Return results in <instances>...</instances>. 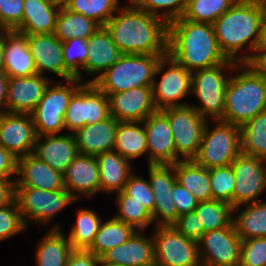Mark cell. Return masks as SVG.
<instances>
[{"label":"cell","mask_w":266,"mask_h":266,"mask_svg":"<svg viewBox=\"0 0 266 266\" xmlns=\"http://www.w3.org/2000/svg\"><path fill=\"white\" fill-rule=\"evenodd\" d=\"M59 8H64L69 0H43Z\"/></svg>","instance_id":"59"},{"label":"cell","mask_w":266,"mask_h":266,"mask_svg":"<svg viewBox=\"0 0 266 266\" xmlns=\"http://www.w3.org/2000/svg\"><path fill=\"white\" fill-rule=\"evenodd\" d=\"M24 0H0V22L8 31H16L22 24Z\"/></svg>","instance_id":"49"},{"label":"cell","mask_w":266,"mask_h":266,"mask_svg":"<svg viewBox=\"0 0 266 266\" xmlns=\"http://www.w3.org/2000/svg\"><path fill=\"white\" fill-rule=\"evenodd\" d=\"M50 82L38 105L30 113L37 136L59 135L64 128V116L72 95L85 83L77 78ZM54 84V85H53Z\"/></svg>","instance_id":"8"},{"label":"cell","mask_w":266,"mask_h":266,"mask_svg":"<svg viewBox=\"0 0 266 266\" xmlns=\"http://www.w3.org/2000/svg\"><path fill=\"white\" fill-rule=\"evenodd\" d=\"M63 57L66 69L75 78L83 82L82 74L88 57L87 40L72 38L63 42Z\"/></svg>","instance_id":"44"},{"label":"cell","mask_w":266,"mask_h":266,"mask_svg":"<svg viewBox=\"0 0 266 266\" xmlns=\"http://www.w3.org/2000/svg\"><path fill=\"white\" fill-rule=\"evenodd\" d=\"M234 71L238 74H229L220 120L241 126L266 110V77L248 63H238Z\"/></svg>","instance_id":"4"},{"label":"cell","mask_w":266,"mask_h":266,"mask_svg":"<svg viewBox=\"0 0 266 266\" xmlns=\"http://www.w3.org/2000/svg\"><path fill=\"white\" fill-rule=\"evenodd\" d=\"M172 227L185 237L196 241H198L204 233L203 226L195 211L179 215Z\"/></svg>","instance_id":"50"},{"label":"cell","mask_w":266,"mask_h":266,"mask_svg":"<svg viewBox=\"0 0 266 266\" xmlns=\"http://www.w3.org/2000/svg\"><path fill=\"white\" fill-rule=\"evenodd\" d=\"M201 266H223V265H214L209 263H201Z\"/></svg>","instance_id":"61"},{"label":"cell","mask_w":266,"mask_h":266,"mask_svg":"<svg viewBox=\"0 0 266 266\" xmlns=\"http://www.w3.org/2000/svg\"><path fill=\"white\" fill-rule=\"evenodd\" d=\"M265 16L266 0H237L212 24L219 47L228 59L247 63L252 58ZM246 49L249 54L237 55Z\"/></svg>","instance_id":"3"},{"label":"cell","mask_w":266,"mask_h":266,"mask_svg":"<svg viewBox=\"0 0 266 266\" xmlns=\"http://www.w3.org/2000/svg\"><path fill=\"white\" fill-rule=\"evenodd\" d=\"M137 7L144 11L161 18L167 24L173 20L181 18L186 0H131ZM162 10V11H161Z\"/></svg>","instance_id":"45"},{"label":"cell","mask_w":266,"mask_h":266,"mask_svg":"<svg viewBox=\"0 0 266 266\" xmlns=\"http://www.w3.org/2000/svg\"><path fill=\"white\" fill-rule=\"evenodd\" d=\"M241 206L245 209L238 215L233 213V223L241 240L266 237V201L240 205L233 208V212H238Z\"/></svg>","instance_id":"34"},{"label":"cell","mask_w":266,"mask_h":266,"mask_svg":"<svg viewBox=\"0 0 266 266\" xmlns=\"http://www.w3.org/2000/svg\"><path fill=\"white\" fill-rule=\"evenodd\" d=\"M23 35L27 37L29 50L38 74L44 76V73L48 71L64 81L75 78L64 65L63 42L54 34Z\"/></svg>","instance_id":"20"},{"label":"cell","mask_w":266,"mask_h":266,"mask_svg":"<svg viewBox=\"0 0 266 266\" xmlns=\"http://www.w3.org/2000/svg\"><path fill=\"white\" fill-rule=\"evenodd\" d=\"M197 242L201 263L239 266L242 240L233 222L228 227L204 232Z\"/></svg>","instance_id":"15"},{"label":"cell","mask_w":266,"mask_h":266,"mask_svg":"<svg viewBox=\"0 0 266 266\" xmlns=\"http://www.w3.org/2000/svg\"><path fill=\"white\" fill-rule=\"evenodd\" d=\"M123 191L129 196V200H134L145 207L151 214L154 211L155 195L151 190L149 180L142 176L132 174L124 186Z\"/></svg>","instance_id":"46"},{"label":"cell","mask_w":266,"mask_h":266,"mask_svg":"<svg viewBox=\"0 0 266 266\" xmlns=\"http://www.w3.org/2000/svg\"><path fill=\"white\" fill-rule=\"evenodd\" d=\"M173 200L178 215L193 212L198 206V200L178 182L173 187Z\"/></svg>","instance_id":"51"},{"label":"cell","mask_w":266,"mask_h":266,"mask_svg":"<svg viewBox=\"0 0 266 266\" xmlns=\"http://www.w3.org/2000/svg\"><path fill=\"white\" fill-rule=\"evenodd\" d=\"M167 54L191 73L235 62L221 51L212 24L182 17L168 24Z\"/></svg>","instance_id":"2"},{"label":"cell","mask_w":266,"mask_h":266,"mask_svg":"<svg viewBox=\"0 0 266 266\" xmlns=\"http://www.w3.org/2000/svg\"><path fill=\"white\" fill-rule=\"evenodd\" d=\"M27 230L16 200L7 206L0 207V241Z\"/></svg>","instance_id":"47"},{"label":"cell","mask_w":266,"mask_h":266,"mask_svg":"<svg viewBox=\"0 0 266 266\" xmlns=\"http://www.w3.org/2000/svg\"><path fill=\"white\" fill-rule=\"evenodd\" d=\"M37 137L31 114L6 112L0 117V145L17 158L33 154Z\"/></svg>","instance_id":"17"},{"label":"cell","mask_w":266,"mask_h":266,"mask_svg":"<svg viewBox=\"0 0 266 266\" xmlns=\"http://www.w3.org/2000/svg\"><path fill=\"white\" fill-rule=\"evenodd\" d=\"M154 231V261L157 266H201L196 240L185 237L172 226H156Z\"/></svg>","instance_id":"12"},{"label":"cell","mask_w":266,"mask_h":266,"mask_svg":"<svg viewBox=\"0 0 266 266\" xmlns=\"http://www.w3.org/2000/svg\"><path fill=\"white\" fill-rule=\"evenodd\" d=\"M88 57L84 64V72L93 75L86 83H93L101 74L111 67L122 55L106 27L99 29L87 39Z\"/></svg>","instance_id":"27"},{"label":"cell","mask_w":266,"mask_h":266,"mask_svg":"<svg viewBox=\"0 0 266 266\" xmlns=\"http://www.w3.org/2000/svg\"><path fill=\"white\" fill-rule=\"evenodd\" d=\"M254 53H266V16L264 17L260 27L259 39Z\"/></svg>","instance_id":"57"},{"label":"cell","mask_w":266,"mask_h":266,"mask_svg":"<svg viewBox=\"0 0 266 266\" xmlns=\"http://www.w3.org/2000/svg\"><path fill=\"white\" fill-rule=\"evenodd\" d=\"M100 174V191L117 193L123 191L132 172V163L114 150L96 156Z\"/></svg>","instance_id":"29"},{"label":"cell","mask_w":266,"mask_h":266,"mask_svg":"<svg viewBox=\"0 0 266 266\" xmlns=\"http://www.w3.org/2000/svg\"><path fill=\"white\" fill-rule=\"evenodd\" d=\"M4 63H5L4 44L2 41V37H0V73L4 72Z\"/></svg>","instance_id":"58"},{"label":"cell","mask_w":266,"mask_h":266,"mask_svg":"<svg viewBox=\"0 0 266 266\" xmlns=\"http://www.w3.org/2000/svg\"><path fill=\"white\" fill-rule=\"evenodd\" d=\"M76 215L67 238L72 249L87 250L93 243L102 220L95 211L86 208L78 210Z\"/></svg>","instance_id":"38"},{"label":"cell","mask_w":266,"mask_h":266,"mask_svg":"<svg viewBox=\"0 0 266 266\" xmlns=\"http://www.w3.org/2000/svg\"><path fill=\"white\" fill-rule=\"evenodd\" d=\"M9 77L4 73H0V117L7 112L6 107V96H7V85Z\"/></svg>","instance_id":"55"},{"label":"cell","mask_w":266,"mask_h":266,"mask_svg":"<svg viewBox=\"0 0 266 266\" xmlns=\"http://www.w3.org/2000/svg\"><path fill=\"white\" fill-rule=\"evenodd\" d=\"M237 0H186L183 19L213 24Z\"/></svg>","instance_id":"40"},{"label":"cell","mask_w":266,"mask_h":266,"mask_svg":"<svg viewBox=\"0 0 266 266\" xmlns=\"http://www.w3.org/2000/svg\"><path fill=\"white\" fill-rule=\"evenodd\" d=\"M241 152L266 159V110L240 126Z\"/></svg>","instance_id":"37"},{"label":"cell","mask_w":266,"mask_h":266,"mask_svg":"<svg viewBox=\"0 0 266 266\" xmlns=\"http://www.w3.org/2000/svg\"><path fill=\"white\" fill-rule=\"evenodd\" d=\"M100 257L83 249H73L65 266H100Z\"/></svg>","instance_id":"52"},{"label":"cell","mask_w":266,"mask_h":266,"mask_svg":"<svg viewBox=\"0 0 266 266\" xmlns=\"http://www.w3.org/2000/svg\"><path fill=\"white\" fill-rule=\"evenodd\" d=\"M239 266H266V237L242 240Z\"/></svg>","instance_id":"48"},{"label":"cell","mask_w":266,"mask_h":266,"mask_svg":"<svg viewBox=\"0 0 266 266\" xmlns=\"http://www.w3.org/2000/svg\"><path fill=\"white\" fill-rule=\"evenodd\" d=\"M33 155L63 173L79 155V151L74 134L67 133L38 136Z\"/></svg>","instance_id":"25"},{"label":"cell","mask_w":266,"mask_h":266,"mask_svg":"<svg viewBox=\"0 0 266 266\" xmlns=\"http://www.w3.org/2000/svg\"><path fill=\"white\" fill-rule=\"evenodd\" d=\"M62 229H50L37 243L36 266H65L72 246Z\"/></svg>","instance_id":"32"},{"label":"cell","mask_w":266,"mask_h":266,"mask_svg":"<svg viewBox=\"0 0 266 266\" xmlns=\"http://www.w3.org/2000/svg\"><path fill=\"white\" fill-rule=\"evenodd\" d=\"M163 56L122 54L93 83L107 96L141 86H152L157 64Z\"/></svg>","instance_id":"5"},{"label":"cell","mask_w":266,"mask_h":266,"mask_svg":"<svg viewBox=\"0 0 266 266\" xmlns=\"http://www.w3.org/2000/svg\"><path fill=\"white\" fill-rule=\"evenodd\" d=\"M100 266H123V265H115V264H100Z\"/></svg>","instance_id":"62"},{"label":"cell","mask_w":266,"mask_h":266,"mask_svg":"<svg viewBox=\"0 0 266 266\" xmlns=\"http://www.w3.org/2000/svg\"><path fill=\"white\" fill-rule=\"evenodd\" d=\"M65 189L78 201L100 192V174L96 156L80 154L63 172Z\"/></svg>","instance_id":"22"},{"label":"cell","mask_w":266,"mask_h":266,"mask_svg":"<svg viewBox=\"0 0 266 266\" xmlns=\"http://www.w3.org/2000/svg\"><path fill=\"white\" fill-rule=\"evenodd\" d=\"M18 158L9 150L0 145V178L12 179V175L17 174Z\"/></svg>","instance_id":"53"},{"label":"cell","mask_w":266,"mask_h":266,"mask_svg":"<svg viewBox=\"0 0 266 266\" xmlns=\"http://www.w3.org/2000/svg\"><path fill=\"white\" fill-rule=\"evenodd\" d=\"M105 27L122 54L167 55L168 24L131 0Z\"/></svg>","instance_id":"1"},{"label":"cell","mask_w":266,"mask_h":266,"mask_svg":"<svg viewBox=\"0 0 266 266\" xmlns=\"http://www.w3.org/2000/svg\"><path fill=\"white\" fill-rule=\"evenodd\" d=\"M8 30L0 22V37H2Z\"/></svg>","instance_id":"60"},{"label":"cell","mask_w":266,"mask_h":266,"mask_svg":"<svg viewBox=\"0 0 266 266\" xmlns=\"http://www.w3.org/2000/svg\"><path fill=\"white\" fill-rule=\"evenodd\" d=\"M214 123L213 128L206 123L198 153L193 158L207 169L231 165L241 153L240 126L221 120Z\"/></svg>","instance_id":"7"},{"label":"cell","mask_w":266,"mask_h":266,"mask_svg":"<svg viewBox=\"0 0 266 266\" xmlns=\"http://www.w3.org/2000/svg\"><path fill=\"white\" fill-rule=\"evenodd\" d=\"M148 180L155 195L153 224L156 226H172L178 219L173 200V187L176 181L174 164H149Z\"/></svg>","instance_id":"16"},{"label":"cell","mask_w":266,"mask_h":266,"mask_svg":"<svg viewBox=\"0 0 266 266\" xmlns=\"http://www.w3.org/2000/svg\"><path fill=\"white\" fill-rule=\"evenodd\" d=\"M212 200H220L234 208L235 176L231 165L209 169Z\"/></svg>","instance_id":"43"},{"label":"cell","mask_w":266,"mask_h":266,"mask_svg":"<svg viewBox=\"0 0 266 266\" xmlns=\"http://www.w3.org/2000/svg\"><path fill=\"white\" fill-rule=\"evenodd\" d=\"M118 212L114 218L131 225L136 231H144L153 224L152 214L140 203L129 200V196L120 191L115 194Z\"/></svg>","instance_id":"41"},{"label":"cell","mask_w":266,"mask_h":266,"mask_svg":"<svg viewBox=\"0 0 266 266\" xmlns=\"http://www.w3.org/2000/svg\"><path fill=\"white\" fill-rule=\"evenodd\" d=\"M119 2L120 0H69L65 8L71 12L83 14L100 27H104L118 11Z\"/></svg>","instance_id":"42"},{"label":"cell","mask_w":266,"mask_h":266,"mask_svg":"<svg viewBox=\"0 0 266 266\" xmlns=\"http://www.w3.org/2000/svg\"><path fill=\"white\" fill-rule=\"evenodd\" d=\"M160 111L169 120L176 154L182 156V160H193L198 153L207 119L191 104L168 107Z\"/></svg>","instance_id":"11"},{"label":"cell","mask_w":266,"mask_h":266,"mask_svg":"<svg viewBox=\"0 0 266 266\" xmlns=\"http://www.w3.org/2000/svg\"><path fill=\"white\" fill-rule=\"evenodd\" d=\"M194 211L204 232L228 227L233 222V207L220 200L199 202Z\"/></svg>","instance_id":"39"},{"label":"cell","mask_w":266,"mask_h":266,"mask_svg":"<svg viewBox=\"0 0 266 266\" xmlns=\"http://www.w3.org/2000/svg\"><path fill=\"white\" fill-rule=\"evenodd\" d=\"M51 81V78L40 74L29 77H9L6 96L7 112L30 114L42 99Z\"/></svg>","instance_id":"21"},{"label":"cell","mask_w":266,"mask_h":266,"mask_svg":"<svg viewBox=\"0 0 266 266\" xmlns=\"http://www.w3.org/2000/svg\"><path fill=\"white\" fill-rule=\"evenodd\" d=\"M148 266H157L155 263L151 264V265H148Z\"/></svg>","instance_id":"63"},{"label":"cell","mask_w":266,"mask_h":266,"mask_svg":"<svg viewBox=\"0 0 266 266\" xmlns=\"http://www.w3.org/2000/svg\"><path fill=\"white\" fill-rule=\"evenodd\" d=\"M2 41L4 73L8 77H29L38 74L25 35L16 31H7L2 36Z\"/></svg>","instance_id":"28"},{"label":"cell","mask_w":266,"mask_h":266,"mask_svg":"<svg viewBox=\"0 0 266 266\" xmlns=\"http://www.w3.org/2000/svg\"><path fill=\"white\" fill-rule=\"evenodd\" d=\"M99 25L83 14L71 12L67 8H60L55 24L54 35L65 42L72 38L87 40L98 29Z\"/></svg>","instance_id":"35"},{"label":"cell","mask_w":266,"mask_h":266,"mask_svg":"<svg viewBox=\"0 0 266 266\" xmlns=\"http://www.w3.org/2000/svg\"><path fill=\"white\" fill-rule=\"evenodd\" d=\"M110 115L119 122H142L157 111L152 86H141L108 96Z\"/></svg>","instance_id":"19"},{"label":"cell","mask_w":266,"mask_h":266,"mask_svg":"<svg viewBox=\"0 0 266 266\" xmlns=\"http://www.w3.org/2000/svg\"><path fill=\"white\" fill-rule=\"evenodd\" d=\"M135 232L131 225L112 217L101 222L93 243L87 250L101 257L108 250L127 241Z\"/></svg>","instance_id":"36"},{"label":"cell","mask_w":266,"mask_h":266,"mask_svg":"<svg viewBox=\"0 0 266 266\" xmlns=\"http://www.w3.org/2000/svg\"><path fill=\"white\" fill-rule=\"evenodd\" d=\"M237 62H224L217 66L199 69L191 73V94L199 101L195 108L199 114L212 120H220L224 114L225 91L230 79L228 75L234 70ZM227 71V75L226 73Z\"/></svg>","instance_id":"6"},{"label":"cell","mask_w":266,"mask_h":266,"mask_svg":"<svg viewBox=\"0 0 266 266\" xmlns=\"http://www.w3.org/2000/svg\"><path fill=\"white\" fill-rule=\"evenodd\" d=\"M15 187H32L45 191L65 189L63 173L53 169L33 154L18 158Z\"/></svg>","instance_id":"23"},{"label":"cell","mask_w":266,"mask_h":266,"mask_svg":"<svg viewBox=\"0 0 266 266\" xmlns=\"http://www.w3.org/2000/svg\"><path fill=\"white\" fill-rule=\"evenodd\" d=\"M247 63L251 64L262 76L266 77V53H253L252 58Z\"/></svg>","instance_id":"56"},{"label":"cell","mask_w":266,"mask_h":266,"mask_svg":"<svg viewBox=\"0 0 266 266\" xmlns=\"http://www.w3.org/2000/svg\"><path fill=\"white\" fill-rule=\"evenodd\" d=\"M110 116L109 98L94 83H84L71 97L64 128L71 133Z\"/></svg>","instance_id":"13"},{"label":"cell","mask_w":266,"mask_h":266,"mask_svg":"<svg viewBox=\"0 0 266 266\" xmlns=\"http://www.w3.org/2000/svg\"><path fill=\"white\" fill-rule=\"evenodd\" d=\"M118 123L110 115L105 120L77 129L73 134L79 153L97 156L113 150Z\"/></svg>","instance_id":"26"},{"label":"cell","mask_w":266,"mask_h":266,"mask_svg":"<svg viewBox=\"0 0 266 266\" xmlns=\"http://www.w3.org/2000/svg\"><path fill=\"white\" fill-rule=\"evenodd\" d=\"M15 200V178H0V207L7 206Z\"/></svg>","instance_id":"54"},{"label":"cell","mask_w":266,"mask_h":266,"mask_svg":"<svg viewBox=\"0 0 266 266\" xmlns=\"http://www.w3.org/2000/svg\"><path fill=\"white\" fill-rule=\"evenodd\" d=\"M15 200L27 228L29 219L40 225H50V229H62L59 224L51 223L52 218L77 201L66 189L45 191L32 187H15Z\"/></svg>","instance_id":"9"},{"label":"cell","mask_w":266,"mask_h":266,"mask_svg":"<svg viewBox=\"0 0 266 266\" xmlns=\"http://www.w3.org/2000/svg\"><path fill=\"white\" fill-rule=\"evenodd\" d=\"M143 125L147 137L148 165H173L182 160L175 151L169 120L160 110L147 116Z\"/></svg>","instance_id":"18"},{"label":"cell","mask_w":266,"mask_h":266,"mask_svg":"<svg viewBox=\"0 0 266 266\" xmlns=\"http://www.w3.org/2000/svg\"><path fill=\"white\" fill-rule=\"evenodd\" d=\"M113 150L129 161L143 156L144 153L147 154V137L143 121L119 122Z\"/></svg>","instance_id":"33"},{"label":"cell","mask_w":266,"mask_h":266,"mask_svg":"<svg viewBox=\"0 0 266 266\" xmlns=\"http://www.w3.org/2000/svg\"><path fill=\"white\" fill-rule=\"evenodd\" d=\"M235 176L234 208L263 201L259 195L266 190L265 159L240 153L231 163Z\"/></svg>","instance_id":"14"},{"label":"cell","mask_w":266,"mask_h":266,"mask_svg":"<svg viewBox=\"0 0 266 266\" xmlns=\"http://www.w3.org/2000/svg\"><path fill=\"white\" fill-rule=\"evenodd\" d=\"M176 181L190 192L198 202L212 200L209 169L193 160H181L174 164Z\"/></svg>","instance_id":"31"},{"label":"cell","mask_w":266,"mask_h":266,"mask_svg":"<svg viewBox=\"0 0 266 266\" xmlns=\"http://www.w3.org/2000/svg\"><path fill=\"white\" fill-rule=\"evenodd\" d=\"M161 71L163 73L158 81L156 76L160 75ZM152 92L157 110L189 105L190 103L182 102L181 99L191 95V72L168 54L163 56L156 67Z\"/></svg>","instance_id":"10"},{"label":"cell","mask_w":266,"mask_h":266,"mask_svg":"<svg viewBox=\"0 0 266 266\" xmlns=\"http://www.w3.org/2000/svg\"><path fill=\"white\" fill-rule=\"evenodd\" d=\"M21 34H53L59 7L43 0H24Z\"/></svg>","instance_id":"30"},{"label":"cell","mask_w":266,"mask_h":266,"mask_svg":"<svg viewBox=\"0 0 266 266\" xmlns=\"http://www.w3.org/2000/svg\"><path fill=\"white\" fill-rule=\"evenodd\" d=\"M144 231H136L121 245L105 252L101 264L123 266H148L154 261V241L152 235H143Z\"/></svg>","instance_id":"24"}]
</instances>
